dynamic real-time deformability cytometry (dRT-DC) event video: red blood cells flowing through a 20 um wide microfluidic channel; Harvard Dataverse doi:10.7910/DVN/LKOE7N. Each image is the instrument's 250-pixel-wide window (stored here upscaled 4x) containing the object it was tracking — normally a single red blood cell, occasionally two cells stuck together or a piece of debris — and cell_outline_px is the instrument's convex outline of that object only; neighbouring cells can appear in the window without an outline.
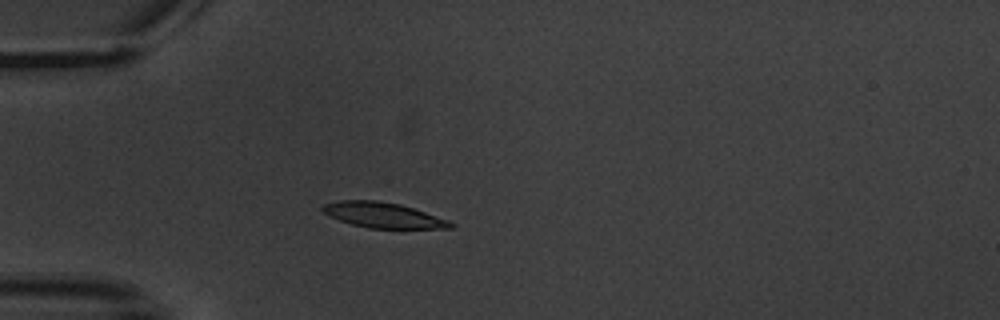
{"species": "common noctule bat (a hibernating species)", "species_latin": "Nyctalus noctula", "temperature_condition": "warm", "stored_images_in_passage": 6, "camera_frame_rate_fps": 3000, "um_per_image_px": 0.085, "animal": {"sex": "male", "body_mass_g": 20.1, "forearm_length_mm": 53.5}, "frame": {"image": 1, "passage_image": 4, "time_ms": 3.667, "image_size_px": [1000, 320], "cell_outline_px": [[456, 224], [452, 228], [368, 228], [352, 224], [340, 220], [324, 212], [320, 208], [324, 204], [340, 200], [376, 200], [400, 204], [448, 220]], "centroid_in_image_um": [32.56, 18.28], "position_along_channel_um": 52.4, "area_um2": 18.61}}